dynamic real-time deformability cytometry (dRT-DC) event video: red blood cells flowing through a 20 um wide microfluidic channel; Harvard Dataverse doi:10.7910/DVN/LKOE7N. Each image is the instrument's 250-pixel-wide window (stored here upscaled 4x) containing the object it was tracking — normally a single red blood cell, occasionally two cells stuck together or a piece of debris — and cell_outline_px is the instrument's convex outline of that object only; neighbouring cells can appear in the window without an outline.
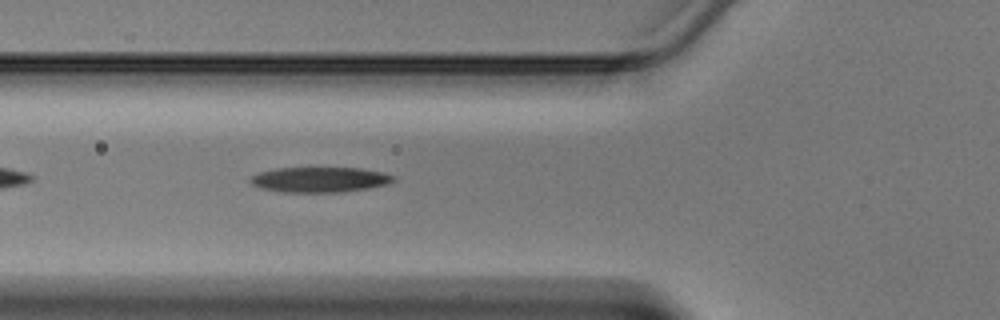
{"species": "Egyptian fruit bat (a non-hibernating species)", "species_latin": "Rousettus aegyptiacus", "temperature_condition": "warm", "stored_images_in_passage": 32, "camera_frame_rate_fps": 3000, "um_per_image_px": 0.085, "animal": {"sex": "male"}, "frame": {"image": 1, "passage_image": 5, "time_ms": 1.333, "image_size_px": [1000, 320], "cell_outline_px": [[396, 180], [388, 184], [368, 188], [340, 192], [280, 192], [260, 188], [252, 184], [248, 180], [252, 176], [260, 172], [276, 168], [360, 168], [380, 172], [396, 176]], "centroid_in_image_um": [27.17, 15.27], "position_along_channel_um": 98.6, "area_um2": 21.04}}
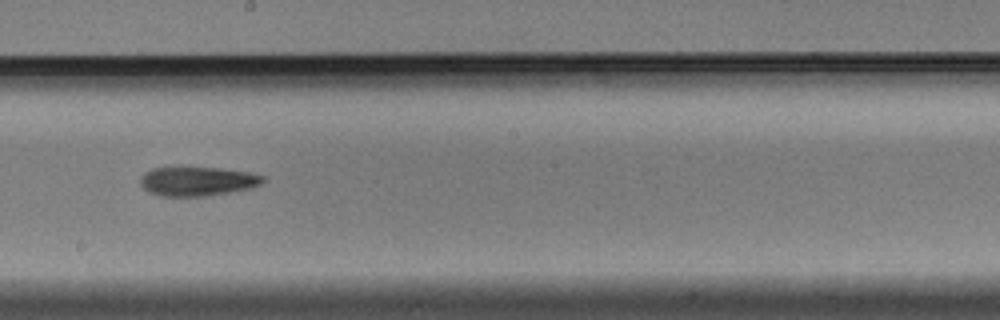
{"frame": {"image": 2, "passage_image": 14, "time_ms": 4.333, "image_size_px": [1000, 320], "cell_outline_px": [[268, 176], [260, 184], [252, 188], [208, 196], [160, 196], [148, 192], [140, 184], [140, 176], [144, 172], [152, 168], [176, 164], [220, 168], [248, 172]], "centroid_in_image_um": [16.73, 15.36], "position_along_channel_um": 231.5, "area_um2": 21.91}}
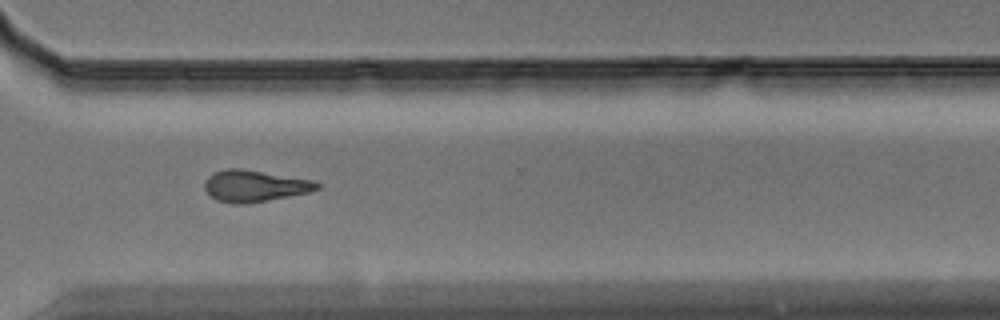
{"frame": {"image": 3, "passage_image": 22, "time_ms": 7.0, "image_size_px": [1000, 320], "cell_outline_px": [[320, 188], [308, 192], [268, 200], [244, 204], [232, 204], [216, 200], [204, 188], [204, 180], [212, 172], [228, 168], [240, 168], [312, 180], [320, 184]], "centroid_in_image_um": [21.59, 15.8], "position_along_channel_um": 349.0, "area_um2": 20.58}}